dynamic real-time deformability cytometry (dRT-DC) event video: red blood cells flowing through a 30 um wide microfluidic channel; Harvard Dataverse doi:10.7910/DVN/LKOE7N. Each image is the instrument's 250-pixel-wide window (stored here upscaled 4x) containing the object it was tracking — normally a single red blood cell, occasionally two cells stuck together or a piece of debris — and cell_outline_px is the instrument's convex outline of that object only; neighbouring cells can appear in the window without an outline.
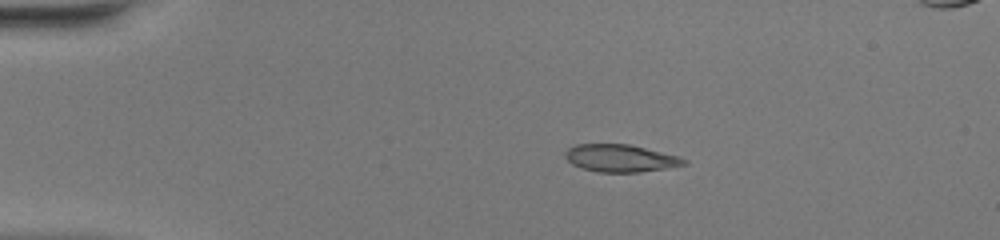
{"species": "common noctule bat (a hibernating species)", "species_latin": "Nyctalus noctula", "temperature_condition": "warm", "stored_images_in_passage": 42, "segment_of_instrument_passage": [1, 2], "camera_frame_rate_fps": 3000, "um_per_image_px": 0.085, "animal": {"sex": "female", "body_mass_g": 20.0, "forearm_length_mm": 54.0}, "frame": {"image": 1, "passage_image": 1, "time_ms": 0.0, "image_size_px": [1000, 240], "cell_outline_px": [[688, 164], [640, 172], [596, 172], [580, 168], [572, 164], [564, 156], [564, 152], [568, 148], [576, 144], [628, 144], [676, 156], [688, 160]], "centroid_in_image_um": [52.67, 13.45], "position_along_channel_um": 32.3, "area_um2": 18.84}}
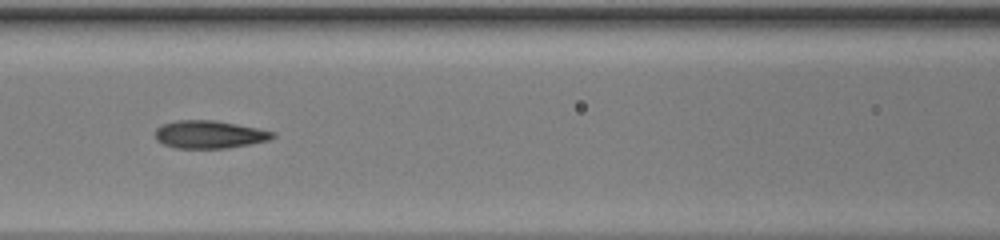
{"frame": {"image": 2, "passage_image": 14, "time_ms": 4.333, "image_size_px": [1000, 240], "cell_outline_px": [[276, 136], [268, 140], [252, 144], [224, 148], [176, 148], [164, 144], [156, 140], [156, 128], [164, 124], [176, 120], [216, 120], [276, 132]], "centroid_in_image_um": [17.81, 11.43], "position_along_channel_um": 148.8, "area_um2": 18.96}}
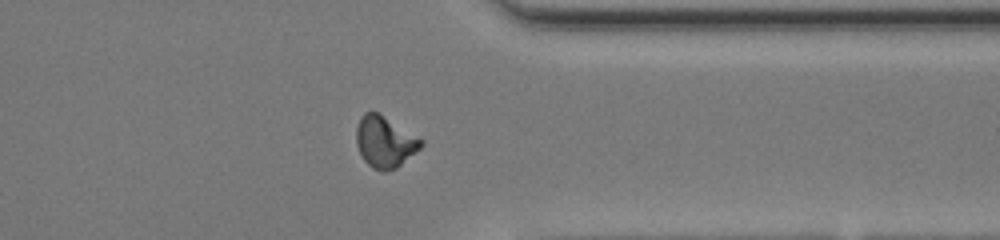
{"frame": {"image": 3, "passage_image": 31, "time_ms": 10.0, "image_size_px": [1000, 240], "cell_outline_px": [[424, 144], [420, 148], [396, 168], [384, 172], [372, 168], [364, 160], [356, 144], [356, 128], [360, 116], [364, 112], [376, 112], [424, 140]], "centroid_in_image_um": [32.69, 12.07], "position_along_channel_um": 378.7, "area_um2": 19.13}}